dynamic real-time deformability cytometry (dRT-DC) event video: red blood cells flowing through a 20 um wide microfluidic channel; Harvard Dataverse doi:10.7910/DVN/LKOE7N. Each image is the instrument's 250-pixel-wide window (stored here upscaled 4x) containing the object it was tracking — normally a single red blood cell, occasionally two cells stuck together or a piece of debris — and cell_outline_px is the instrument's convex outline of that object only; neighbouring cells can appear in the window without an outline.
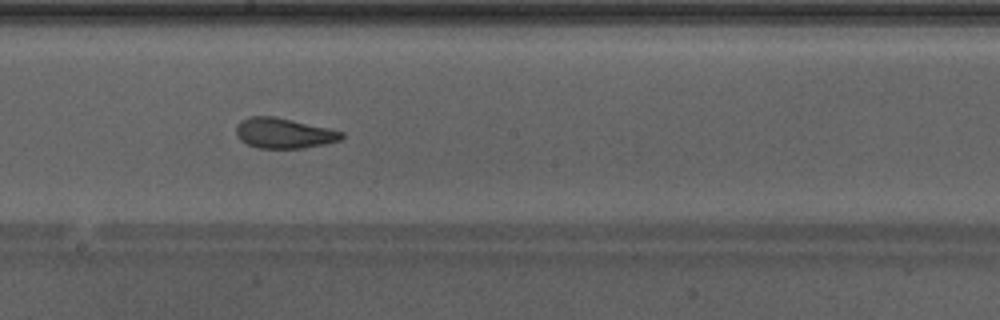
{"species": "Egyptian fruit bat (a non-hibernating species)", "species_latin": "Rousettus aegyptiacus", "temperature_condition": "warm", "stored_images_in_passage": 38, "camera_frame_rate_fps": 3000, "um_per_image_px": 0.085, "animal": {"sex": "male"}, "frame": {"image": 1, "passage_image": 17, "time_ms": 5.333, "image_size_px": [1000, 320], "cell_outline_px": [[344, 136], [340, 140], [324, 144], [304, 148], [256, 148], [240, 140], [236, 136], [236, 124], [240, 120], [248, 116], [272, 116], [328, 128], [344, 132]], "centroid_in_image_um": [24.08, 11.32], "position_along_channel_um": 224.1, "area_um2": 18.61}, "authors_computed_cell_mechanics": {"area_um2": 19.4497, "velocity_mm_per_s": 4.2848, "shape_relaxation_time_tau1_ms": 10.2485, "shape_relaxation_time_tau2_ms": 0.8892, "deformation_change_tau1": 0.2275, "deformation_change_tau2": 0.0652}}